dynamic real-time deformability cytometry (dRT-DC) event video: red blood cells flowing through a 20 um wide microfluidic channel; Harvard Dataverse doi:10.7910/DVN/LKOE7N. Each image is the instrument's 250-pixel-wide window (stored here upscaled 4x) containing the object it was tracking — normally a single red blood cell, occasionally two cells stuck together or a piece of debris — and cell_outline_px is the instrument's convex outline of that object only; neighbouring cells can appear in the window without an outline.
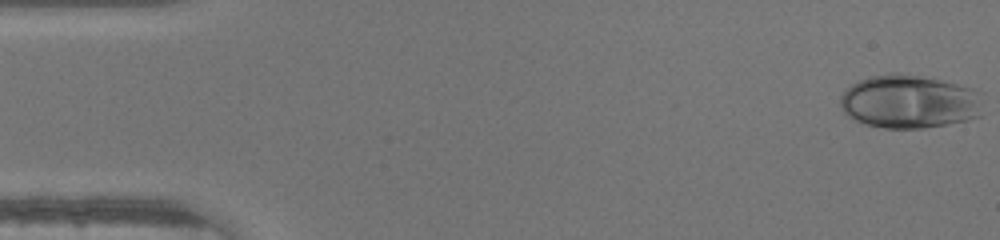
{"species": "human", "species_latin": "Homo sapiens", "temperature_condition": "warm", "stored_images_in_passage": 46, "camera_frame_rate_fps": 3000, "um_per_image_px": 0.085, "donor": {"sex": "male"}, "frame": {"image": 1, "passage_image": 1, "time_ms": 0.0, "image_size_px": [1000, 240], "cell_outline_px": [[984, 92], [980, 116], [968, 120], [924, 128], [884, 128], [868, 124], [856, 120], [848, 116], [844, 112], [840, 104], [840, 96], [852, 84], [868, 76], [892, 72], [896, 72], [920, 76], [940, 80], [972, 88]], "centroid_in_image_um": [77.33, 8.63], "position_along_channel_um": 7.7, "area_um2": 44.74}}
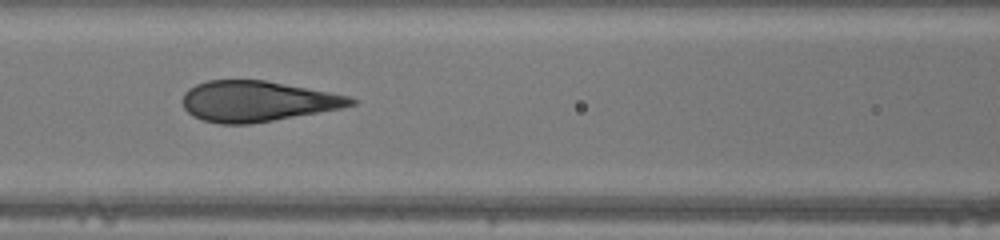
{"frame": {"image": 2, "passage_image": 20, "time_ms": 6.333, "image_size_px": [1000, 240], "cell_outline_px": [[360, 100], [356, 104], [340, 108], [272, 120], [248, 124], [220, 124], [204, 120], [192, 116], [184, 108], [184, 92], [188, 88], [196, 84], [208, 80], [264, 80], [328, 92], [348, 96]], "centroid_in_image_um": [21.84, 8.6], "position_along_channel_um": 144.8, "area_um2": 39.36}}
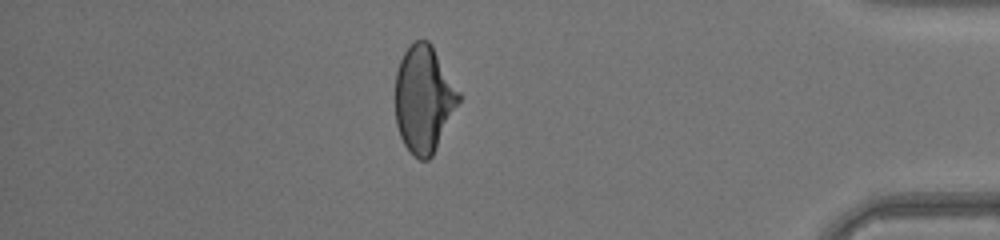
{"frame": {"image": 3, "passage_image": 40, "time_ms": 13.0, "image_size_px": [1000, 240], "cell_outline_px": [[460, 100], [432, 156], [428, 160], [420, 160], [412, 156], [404, 144], [400, 136], [396, 124], [396, 72], [400, 60], [404, 52], [416, 40], [428, 40], [432, 44], [460, 92]], "centroid_in_image_um": [36.02, 8.42], "position_along_channel_um": 399.2, "area_um2": 39.36}}